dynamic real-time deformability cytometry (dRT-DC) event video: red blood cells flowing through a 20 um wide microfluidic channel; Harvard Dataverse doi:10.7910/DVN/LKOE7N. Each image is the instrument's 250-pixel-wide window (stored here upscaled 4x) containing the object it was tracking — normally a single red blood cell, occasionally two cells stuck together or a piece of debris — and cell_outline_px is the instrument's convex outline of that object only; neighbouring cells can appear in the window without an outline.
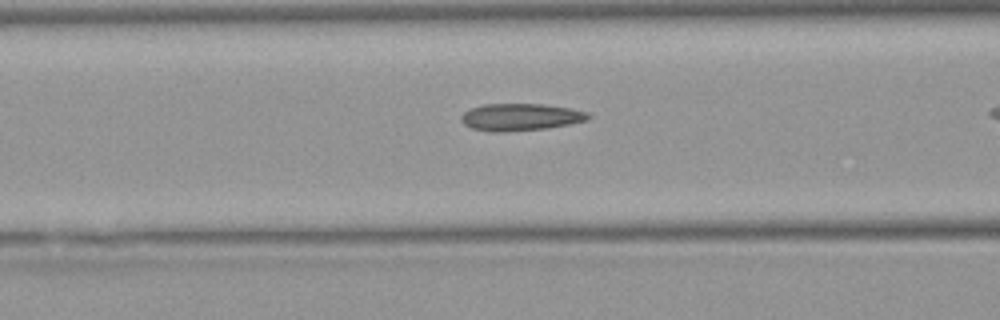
{"species": "Egyptian fruit bat (a non-hibernating species)", "species_latin": "Rousettus aegyptiacus", "temperature_condition": "warm", "stored_images_in_passage": 35, "camera_frame_rate_fps": 3000, "um_per_image_px": 0.085, "animal": {"sex": "female"}, "frame": {"image": 1, "passage_image": 15, "time_ms": 4.667, "image_size_px": [1000, 320], "cell_outline_px": [[592, 116], [588, 120], [548, 128], [504, 132], [492, 132], [472, 128], [464, 124], [460, 120], [460, 116], [464, 112], [472, 108], [484, 104], [544, 104], [572, 108], [588, 112]], "centroid_in_image_um": [44.26, 9.95], "position_along_channel_um": 122.3, "area_um2": 20.23}}
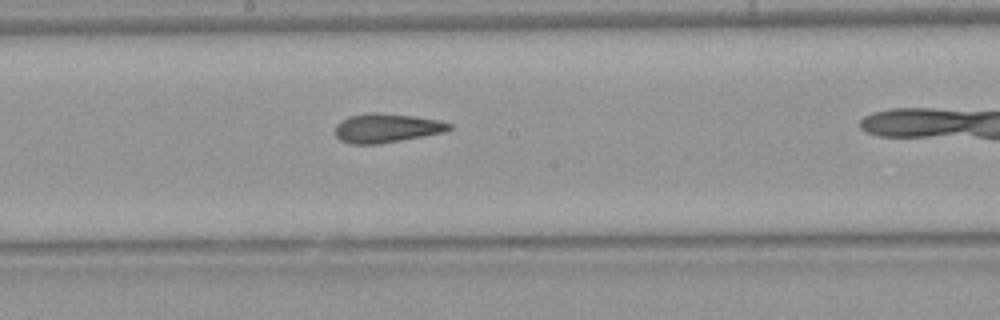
{"frame": {"image": 2, "passage_image": 22, "time_ms": 7.0, "image_size_px": [1000, 320], "cell_outline_px": [[452, 128], [444, 132], [400, 140], [376, 144], [348, 144], [340, 140], [336, 136], [336, 124], [340, 120], [348, 116], [372, 112], [376, 112], [412, 116], [440, 120], [452, 124]], "centroid_in_image_um": [32.83, 10.88], "position_along_channel_um": 215.4, "area_um2": 19.25}}
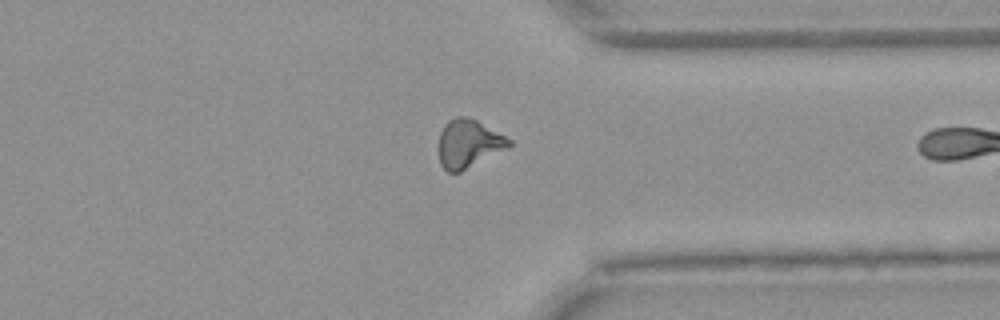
{"frame": {"image": 3, "passage_image": 34, "time_ms": 11.0, "image_size_px": [1000, 320], "cell_outline_px": [[512, 144], [508, 148], [460, 172], [448, 172], [440, 164], [436, 148], [440, 132], [444, 124], [448, 120], [456, 116], [468, 116], [476, 120], [512, 140]], "centroid_in_image_um": [39.77, 12.2], "position_along_channel_um": 371.6, "area_um2": 20.06}}